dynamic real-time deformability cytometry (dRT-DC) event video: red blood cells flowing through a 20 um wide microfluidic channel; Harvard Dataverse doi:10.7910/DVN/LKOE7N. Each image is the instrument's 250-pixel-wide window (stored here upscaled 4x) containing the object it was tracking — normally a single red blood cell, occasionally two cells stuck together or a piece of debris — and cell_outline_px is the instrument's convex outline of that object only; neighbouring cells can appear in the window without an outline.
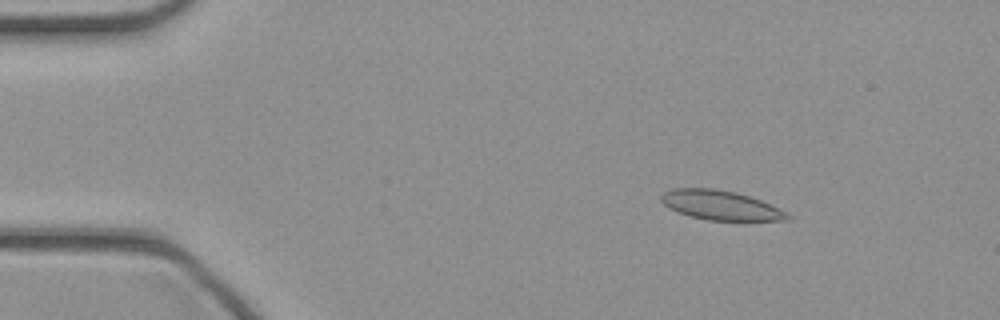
{"species": "common noctule bat (a hibernating species)", "species_latin": "Nyctalus noctula", "temperature_condition": "cold", "stored_images_in_passage": 46, "camera_frame_rate_fps": 3000, "um_per_image_px": 0.085, "animal": {"sex": "female", "body_mass_g": 21.9}, "frame": {"image": 1, "passage_image": 7, "time_ms": 2.0, "image_size_px": [1000, 320], "cell_outline_px": [[792, 216], [788, 220], [708, 220], [688, 216], [676, 212], [668, 208], [660, 200], [660, 196], [664, 192], [672, 188], [712, 188], [736, 192], [760, 200]], "centroid_in_image_um": [61.16, 17.44], "position_along_channel_um": 23.8, "area_um2": 21.5}}
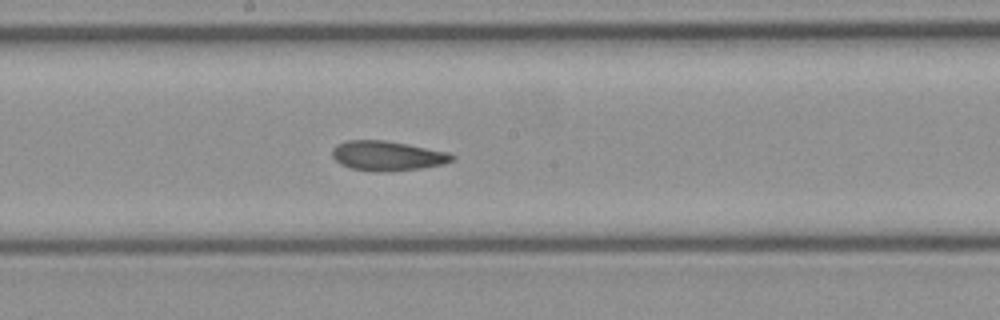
{"frame": {"image": 2, "passage_image": 25, "time_ms": 8.0, "image_size_px": [1000, 320], "cell_outline_px": [[456, 160], [444, 164], [420, 168], [392, 172], [372, 172], [352, 168], [340, 164], [332, 156], [332, 148], [336, 144], [348, 140], [384, 140], [408, 144], [448, 152], [456, 156]], "centroid_in_image_um": [32.94, 13.25], "position_along_channel_um": 215.3, "area_um2": 21.04}}
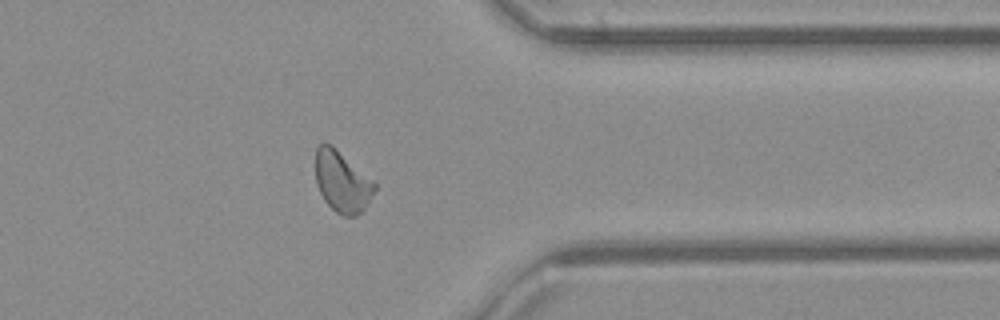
{"frame": {"image": 3, "passage_image": 37, "time_ms": 12.0, "image_size_px": [1000, 320], "cell_outline_px": [[376, 188], [368, 204], [356, 216], [344, 216], [336, 212], [324, 200], [316, 184], [316, 148], [324, 140], [332, 144], [372, 180], [376, 184]], "centroid_in_image_um": [29.06, 15.42], "position_along_channel_um": 382.3, "area_um2": 20.98}}